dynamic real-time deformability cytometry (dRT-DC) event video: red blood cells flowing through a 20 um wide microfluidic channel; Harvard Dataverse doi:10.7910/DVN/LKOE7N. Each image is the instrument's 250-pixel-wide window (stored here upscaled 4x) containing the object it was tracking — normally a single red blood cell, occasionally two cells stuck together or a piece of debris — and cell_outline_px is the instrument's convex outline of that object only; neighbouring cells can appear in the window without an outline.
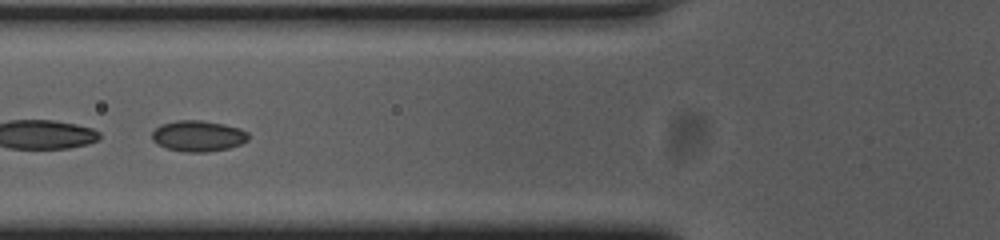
{"species": "common noctule bat (a hibernating species)", "species_latin": "Nyctalus noctula", "temperature_condition": "cold", "stored_images_in_passage": 55, "segment_of_instrument_passage": [2, 2], "camera_frame_rate_fps": 3000, "um_per_image_px": 0.085, "animal": {"sex": "female", "body_mass_g": 23.0, "forearm_length_mm": 53.4}, "frame": {"image": 1, "passage_image": 21, "time_ms": 6.667, "image_size_px": [1000, 240], "cell_outline_px": [[248, 140], [240, 144], [228, 148], [208, 152], [184, 152], [168, 148], [152, 140], [152, 132], [160, 124], [176, 120], [200, 120], [224, 124], [240, 128], [248, 132]], "centroid_in_image_um": [16.85, 11.55], "position_along_channel_um": 109.0, "area_um2": 17.34}}